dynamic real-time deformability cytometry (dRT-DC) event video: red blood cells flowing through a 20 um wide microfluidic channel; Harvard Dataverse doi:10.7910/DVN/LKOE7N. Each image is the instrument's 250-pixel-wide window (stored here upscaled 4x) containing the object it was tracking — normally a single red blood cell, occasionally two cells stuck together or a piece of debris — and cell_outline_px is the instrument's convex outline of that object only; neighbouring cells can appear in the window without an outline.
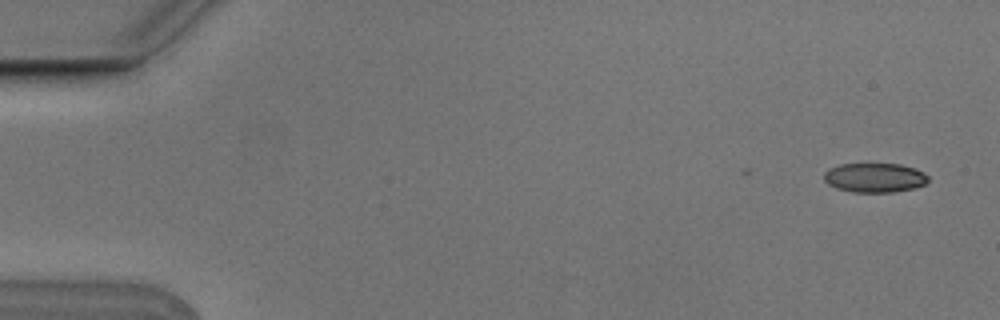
{"species": "Egyptian fruit bat (a non-hibernating species)", "species_latin": "Rousettus aegyptiacus", "temperature_condition": "cold", "stored_images_in_passage": 2, "camera_frame_rate_fps": 3000, "um_per_image_px": 0.085, "animal": {"sex": "male"}, "frame": {"image": 1, "passage_image": 1, "time_ms": 0.0, "image_size_px": [1000, 320], "cell_outline_px": [[928, 180], [924, 184], [912, 188], [892, 192], [852, 192], [836, 188], [828, 184], [824, 180], [824, 172], [828, 168], [840, 164], [900, 164], [916, 168], [924, 172], [928, 176]], "centroid_in_image_um": [74.32, 15.09], "position_along_channel_um": 10.7, "area_um2": 17.86}}